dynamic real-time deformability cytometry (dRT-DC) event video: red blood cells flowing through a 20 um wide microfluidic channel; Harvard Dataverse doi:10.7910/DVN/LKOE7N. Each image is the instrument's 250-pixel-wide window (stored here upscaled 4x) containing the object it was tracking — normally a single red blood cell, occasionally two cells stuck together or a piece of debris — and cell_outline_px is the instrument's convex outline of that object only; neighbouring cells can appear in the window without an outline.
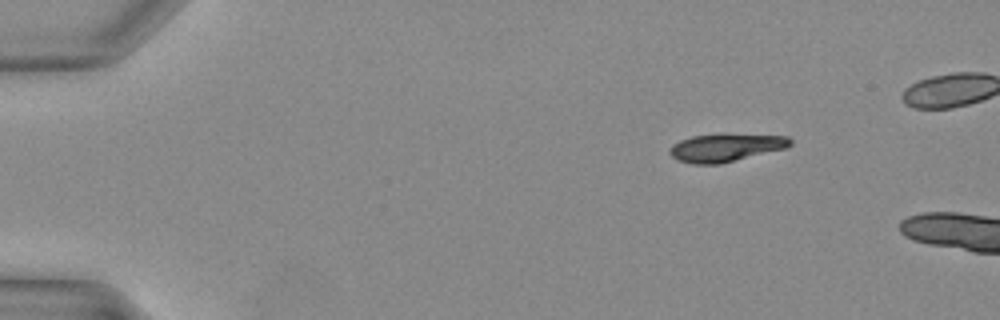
{"species": "Egyptian fruit bat (a non-hibernating species)", "species_latin": "Rousettus aegyptiacus", "temperature_condition": "warm", "stored_images_in_passage": 5, "camera_frame_rate_fps": 3000, "um_per_image_px": 0.085, "animal": {"sex": "female"}, "frame": {"image": 1, "passage_image": 1, "time_ms": 0.0, "image_size_px": [1000, 320], "cell_outline_px": [[792, 144], [784, 148], [720, 164], [692, 164], [680, 160], [672, 156], [668, 152], [672, 144], [680, 140], [692, 136], [724, 132], [788, 136], [792, 140]], "centroid_in_image_um": [61.68, 12.5], "position_along_channel_um": 23.3, "area_um2": 20.0}}